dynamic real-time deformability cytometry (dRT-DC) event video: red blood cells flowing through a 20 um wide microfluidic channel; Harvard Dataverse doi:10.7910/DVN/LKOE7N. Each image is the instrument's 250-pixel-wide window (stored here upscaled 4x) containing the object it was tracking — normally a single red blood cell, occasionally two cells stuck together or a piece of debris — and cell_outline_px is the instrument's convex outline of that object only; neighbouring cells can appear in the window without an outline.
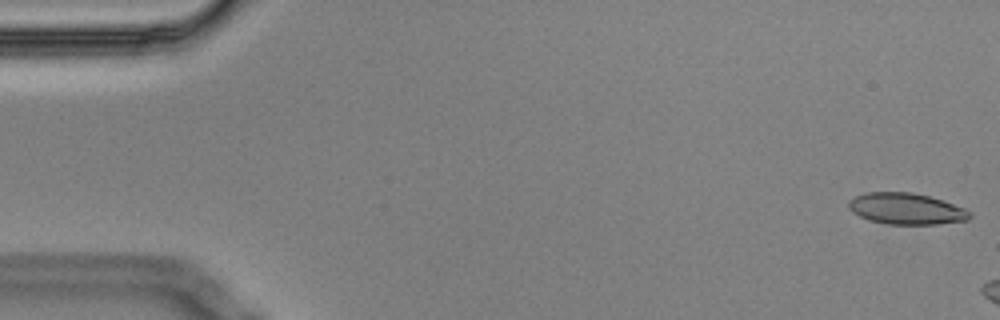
{"species": "Egyptian fruit bat (a non-hibernating species)", "species_latin": "Rousettus aegyptiacus", "temperature_condition": "cold", "stored_images_in_passage": 3, "camera_frame_rate_fps": 3000, "um_per_image_px": 0.085, "animal": {"sex": "male"}, "frame": {"image": 1, "passage_image": 1, "time_ms": 0.0, "image_size_px": [1000, 320], "cell_outline_px": [[972, 216], [968, 220], [936, 224], [888, 224], [868, 220], [852, 212], [848, 208], [848, 200], [856, 196], [868, 192], [912, 192], [944, 200], [964, 208], [972, 212]], "centroid_in_image_um": [77.04, 17.74], "position_along_channel_um": 8.0, "area_um2": 22.2}}